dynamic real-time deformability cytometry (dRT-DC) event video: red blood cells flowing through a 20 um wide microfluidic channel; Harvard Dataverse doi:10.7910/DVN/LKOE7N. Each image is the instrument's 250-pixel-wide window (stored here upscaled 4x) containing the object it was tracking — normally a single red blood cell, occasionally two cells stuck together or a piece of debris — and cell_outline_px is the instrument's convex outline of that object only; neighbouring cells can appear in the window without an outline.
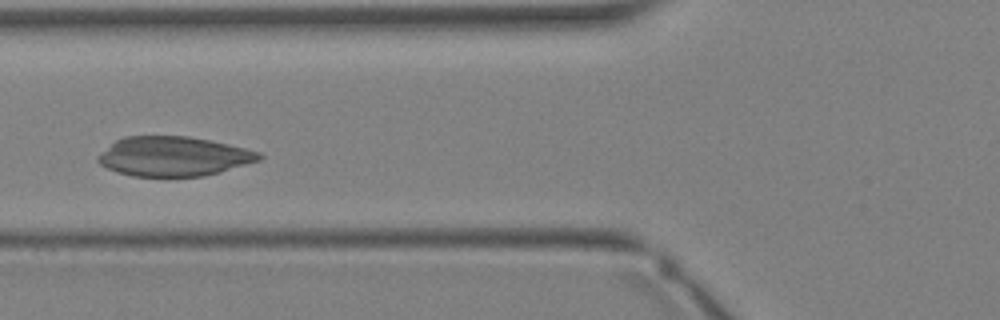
{"species": "Egyptian fruit bat (a non-hibernating species)", "species_latin": "Rousettus aegyptiacus", "temperature_condition": "warm", "stored_images_in_passage": 32, "camera_frame_rate_fps": 3000, "um_per_image_px": 0.085, "animal": {"sex": "female"}, "frame": {"image": 1, "passage_image": 11, "time_ms": 3.333, "image_size_px": [1000, 320], "cell_outline_px": [[264, 156], [260, 160], [220, 172], [204, 176], [132, 176], [116, 172], [100, 164], [96, 160], [96, 156], [116, 140], [124, 136], [188, 136], [228, 144], [260, 152]], "centroid_in_image_um": [14.73, 13.29], "position_along_channel_um": 111.1, "area_um2": 37.05}}
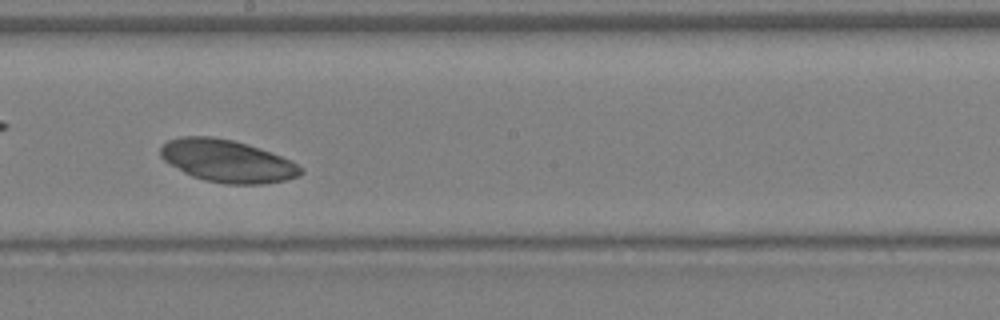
{"frame": {"image": 2, "passage_image": 17, "time_ms": 5.333, "image_size_px": [1000, 320], "cell_outline_px": [[304, 172], [300, 176], [284, 180], [260, 184], [224, 184], [204, 180], [192, 176], [184, 172], [164, 160], [160, 156], [160, 148], [168, 140], [180, 136], [212, 136], [232, 140], [292, 160], [304, 168]], "centroid_in_image_um": [19.32, 13.69], "position_along_channel_um": 228.9, "area_um2": 34.45}}
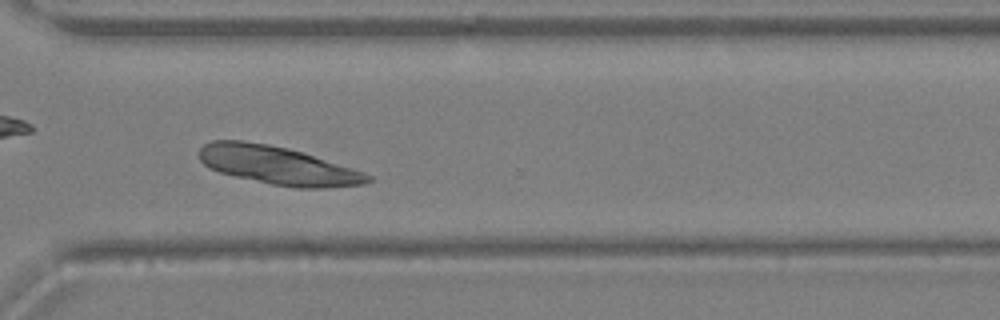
{"frame": {"image": 3, "passage_image": 23, "time_ms": 7.333, "image_size_px": [1000, 320], "cell_outline_px": [[372, 180], [364, 184], [324, 188], [296, 188], [272, 184], [236, 176], [220, 172], [208, 168], [200, 160], [200, 148], [204, 144], [212, 140], [244, 140], [268, 144], [288, 148], [304, 152], [364, 172], [372, 176]], "centroid_in_image_um": [23.62, 14.05], "position_along_channel_um": 347.0, "area_um2": 37.57}}